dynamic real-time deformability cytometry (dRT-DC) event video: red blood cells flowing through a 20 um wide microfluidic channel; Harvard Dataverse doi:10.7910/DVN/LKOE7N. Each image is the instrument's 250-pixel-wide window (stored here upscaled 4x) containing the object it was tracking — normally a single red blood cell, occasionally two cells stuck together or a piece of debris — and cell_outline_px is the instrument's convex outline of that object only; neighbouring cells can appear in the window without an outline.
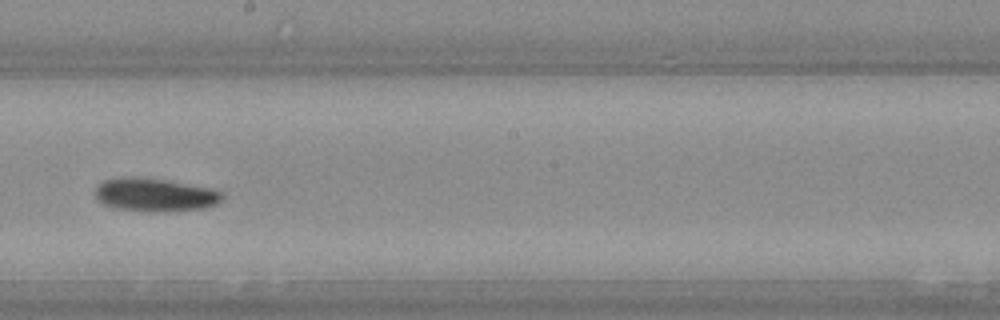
{"species": "Egyptian fruit bat (a non-hibernating species)", "species_latin": "Rousettus aegyptiacus", "temperature_condition": "warm", "stored_images_in_passage": 38, "camera_frame_rate_fps": 3000, "um_per_image_px": 0.085, "animal": {"sex": "female"}, "frame": {"image": 1, "passage_image": 22, "time_ms": 7.0, "image_size_px": [1000, 320], "cell_outline_px": [[220, 200], [216, 204], [204, 208], [152, 212], [112, 208], [104, 204], [96, 196], [96, 188], [104, 180], [120, 176], [144, 176], [208, 188], [220, 192]], "centroid_in_image_um": [13.09, 16.54], "position_along_channel_um": 235.1, "area_um2": 24.39}}
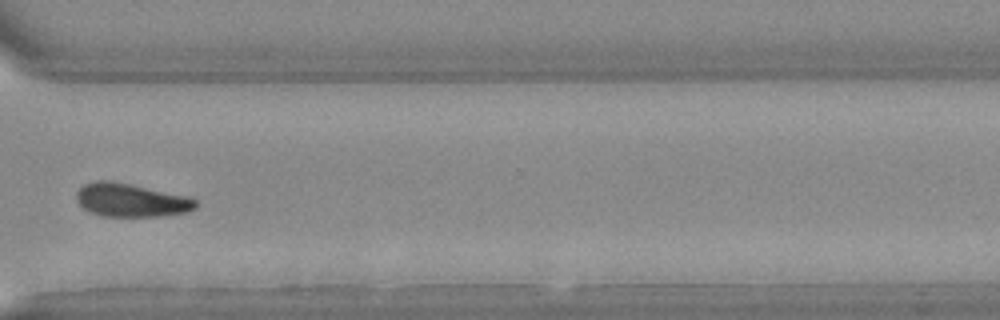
{"frame": {"image": 2, "passage_image": 29, "time_ms": 9.333, "image_size_px": [1000, 320], "cell_outline_px": [[196, 208], [188, 212], [156, 216], [100, 216], [88, 212], [76, 200], [76, 192], [84, 184], [96, 180], [108, 180], [188, 196], [196, 200]], "centroid_in_image_um": [11.1, 17.02], "position_along_channel_um": 359.5, "area_um2": 23.06}}
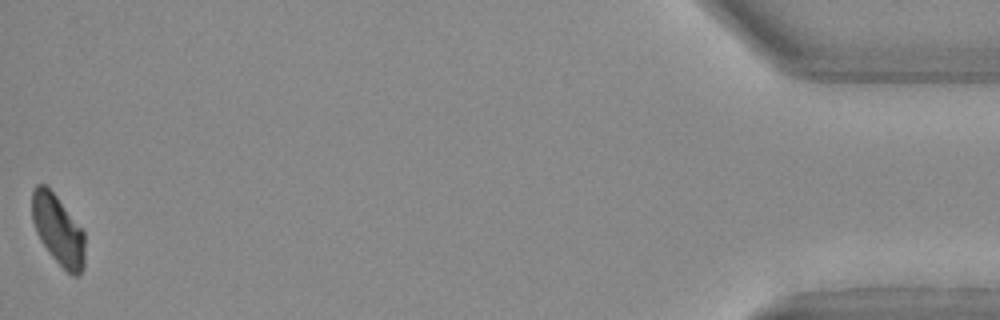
{"frame": {"image": 3, "passage_image": 38, "time_ms": 12.333, "image_size_px": [1000, 320], "cell_outline_px": [[84, 268], [76, 276], [72, 276], [52, 256], [40, 240], [36, 232], [32, 220], [32, 192], [36, 184], [44, 184], [56, 196], [84, 232]], "centroid_in_image_um": [4.92, 19.55], "position_along_channel_um": 430.3, "area_um2": 21.15}}